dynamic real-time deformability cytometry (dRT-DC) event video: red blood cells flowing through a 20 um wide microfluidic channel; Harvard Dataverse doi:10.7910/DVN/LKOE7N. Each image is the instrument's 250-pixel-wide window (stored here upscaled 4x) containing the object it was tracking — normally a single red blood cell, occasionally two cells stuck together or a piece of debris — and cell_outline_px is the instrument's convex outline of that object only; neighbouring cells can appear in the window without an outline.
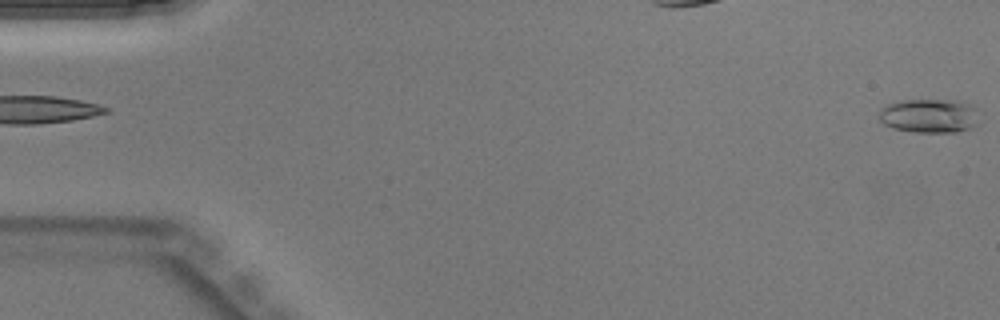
{"species": "Egyptian fruit bat (a non-hibernating species)", "species_latin": "Rousettus aegyptiacus", "temperature_condition": "warm", "stored_images_in_passage": 39, "camera_frame_rate_fps": 3000, "um_per_image_px": 0.085, "animal": {"sex": "male"}, "frame": {"image": 1, "passage_image": 1, "time_ms": 0.0, "image_size_px": [1000, 320], "cell_outline_px": [[976, 124], [968, 128], [956, 132], [916, 132], [892, 128], [884, 124], [880, 120], [880, 108], [888, 104], [904, 100], [956, 100], [968, 104], [976, 108]], "centroid_in_image_um": [78.95, 9.84], "position_along_channel_um": 6.0, "area_um2": 19.59}}
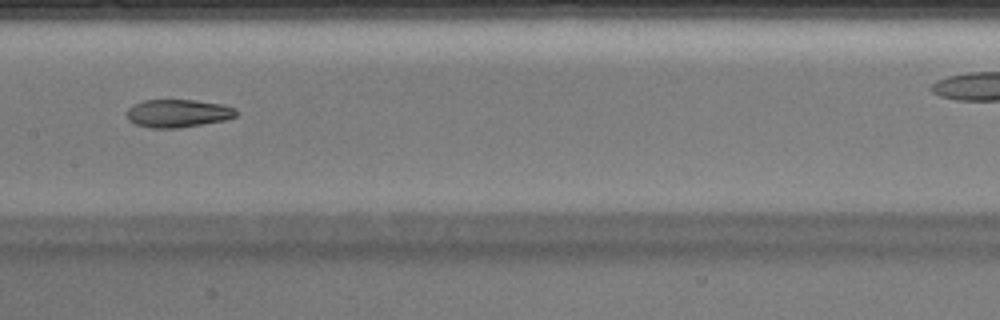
{"frame": {"image": 2, "passage_image": 23, "time_ms": 7.333, "image_size_px": [1000, 320], "cell_outline_px": [[236, 116], [224, 120], [176, 128], [152, 128], [136, 124], [128, 120], [128, 108], [132, 104], [144, 100], [196, 100], [224, 104], [236, 108]], "centroid_in_image_um": [15.12, 9.62], "position_along_channel_um": 192.3, "area_um2": 17.74}}